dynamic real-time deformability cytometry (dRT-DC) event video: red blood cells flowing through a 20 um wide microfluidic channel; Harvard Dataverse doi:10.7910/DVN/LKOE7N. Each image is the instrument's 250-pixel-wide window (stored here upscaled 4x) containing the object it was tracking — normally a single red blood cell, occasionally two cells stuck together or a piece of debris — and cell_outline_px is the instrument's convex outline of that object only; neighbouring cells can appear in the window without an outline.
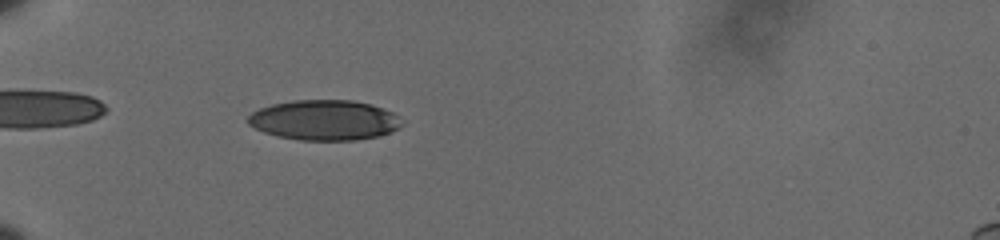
{"species": "human", "species_latin": "Homo sapiens", "temperature_condition": "cold", "stored_images_in_passage": 53, "camera_frame_rate_fps": 3000, "um_per_image_px": 0.085, "donor": {"sex": "male"}, "frame": {"image": 1, "passage_image": 21, "time_ms": 6.667, "image_size_px": [1000, 240], "cell_outline_px": [[392, 128], [384, 132], [372, 136], [336, 140], [320, 140], [288, 136], [272, 132], [260, 128], [252, 124], [248, 120], [256, 112], [280, 104], [312, 100], [336, 100], [364, 104], [376, 108], [384, 112]], "centroid_in_image_um": [27.42, 10.2], "position_along_channel_um": 57.6, "area_um2": 31.21}}
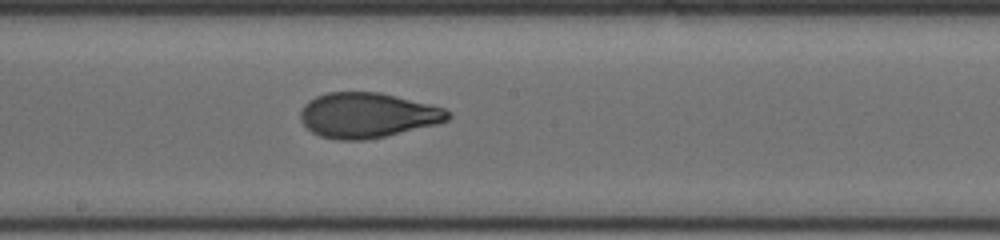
{"frame": {"image": 2, "passage_image": 36, "time_ms": 11.667, "image_size_px": [1000, 240], "cell_outline_px": [[448, 116], [444, 120], [376, 136], [328, 136], [312, 128], [308, 124], [304, 112], [316, 100], [324, 96], [340, 92], [364, 92], [388, 96], [436, 108], [448, 112]], "centroid_in_image_um": [31.27, 9.74], "position_along_channel_um": 216.9, "area_um2": 32.89}}
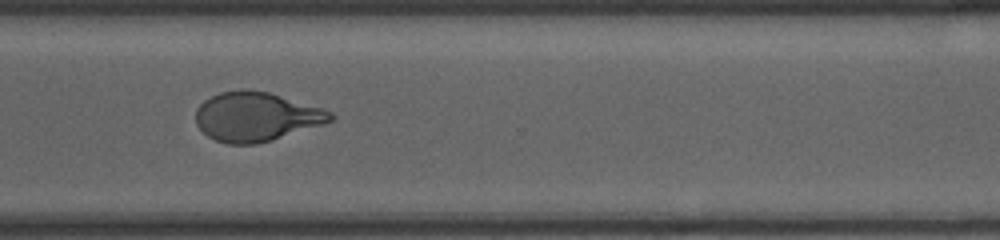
{"frame": {"image": 3, "passage_image": 47, "time_ms": 15.333, "image_size_px": [1000, 240], "cell_outline_px": [[332, 116], [328, 120], [264, 140], [220, 140], [212, 136], [208, 132], [200, 108], [208, 100], [216, 96], [228, 92], [264, 92], [276, 96]], "centroid_in_image_um": [21.75, 9.88], "position_along_channel_um": 348.9, "area_um2": 32.02}}